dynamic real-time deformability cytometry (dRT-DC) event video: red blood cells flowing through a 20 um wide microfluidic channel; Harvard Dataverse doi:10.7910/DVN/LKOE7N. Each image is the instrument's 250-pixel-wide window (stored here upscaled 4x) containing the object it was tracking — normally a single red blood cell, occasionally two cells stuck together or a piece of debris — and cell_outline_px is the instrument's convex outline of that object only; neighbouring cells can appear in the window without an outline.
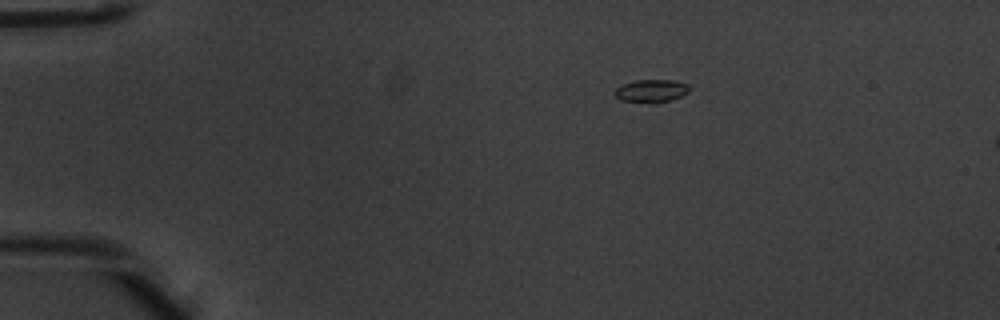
{"species": "common noctule bat (a hibernating species)", "species_latin": "Nyctalus noctula", "temperature_condition": "warm", "stored_images_in_passage": 4, "camera_frame_rate_fps": 3000, "um_per_image_px": 0.085, "animal": {"sex": "male", "body_mass_g": 20.1, "forearm_length_mm": 53.5}, "frame": {"image": 1, "passage_image": 2, "time_ms": 0.333, "image_size_px": [1000, 320], "cell_outline_px": [[688, 92], [672, 100], [656, 104], [652, 104], [620, 100], [612, 92], [620, 84], [636, 80], [676, 80], [688, 84]], "centroid_in_image_um": [55.32, 7.74], "position_along_channel_um": 29.7, "area_um2": 10.23}}